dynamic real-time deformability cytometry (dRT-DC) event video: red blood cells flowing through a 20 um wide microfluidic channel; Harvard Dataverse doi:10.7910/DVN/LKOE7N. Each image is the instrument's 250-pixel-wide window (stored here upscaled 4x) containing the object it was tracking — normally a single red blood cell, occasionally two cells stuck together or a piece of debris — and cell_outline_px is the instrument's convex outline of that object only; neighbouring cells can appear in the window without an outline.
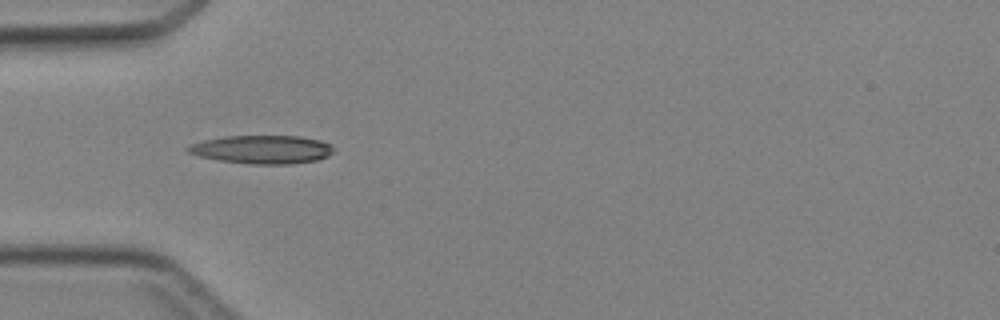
{"species": "Egyptian fruit bat (a non-hibernating species)", "species_latin": "Rousettus aegyptiacus", "temperature_condition": "cold", "stored_images_in_passage": 5, "camera_frame_rate_fps": 3000, "um_per_image_px": 0.085, "animal": {"sex": "female"}, "frame": {"image": 1, "passage_image": 5, "time_ms": 4.667, "image_size_px": [1000, 320], "cell_outline_px": [[332, 152], [328, 156], [316, 160], [288, 164], [248, 164], [220, 160], [200, 156], [188, 152], [184, 148], [192, 144], [204, 140], [224, 136], [300, 136], [320, 140], [332, 144]], "centroid_in_image_um": [22.28, 12.7], "position_along_channel_um": 62.7, "area_um2": 23.99}}